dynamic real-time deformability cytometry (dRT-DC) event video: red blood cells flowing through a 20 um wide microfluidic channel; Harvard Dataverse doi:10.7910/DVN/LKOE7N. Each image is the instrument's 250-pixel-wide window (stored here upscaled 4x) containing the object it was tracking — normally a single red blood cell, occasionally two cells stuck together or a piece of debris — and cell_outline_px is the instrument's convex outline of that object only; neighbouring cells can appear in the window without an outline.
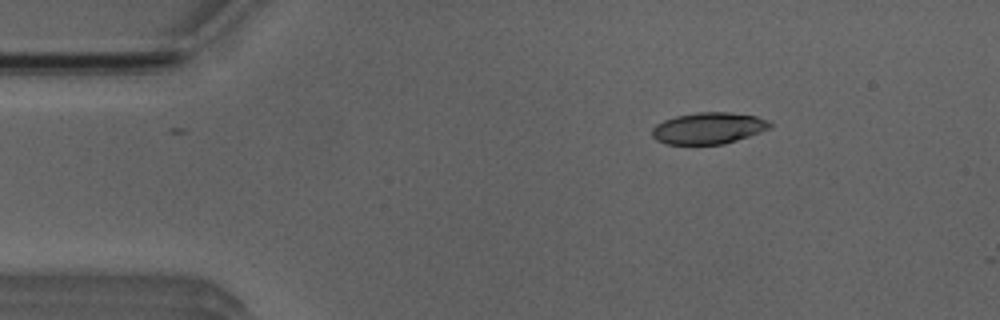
{"species": "Egyptian fruit bat (a non-hibernating species)", "species_latin": "Rousettus aegyptiacus", "temperature_condition": "room temperature", "stored_images_in_passage": 3, "camera_frame_rate_fps": 3000, "um_per_image_px": 0.085, "animal": {"sex": "male"}, "frame": {"image": 1, "passage_image": 1, "time_ms": 0.0, "image_size_px": [1000, 320], "cell_outline_px": [[772, 128], [724, 144], [664, 144], [656, 140], [652, 136], [652, 128], [656, 124], [664, 120], [676, 116], [696, 112], [728, 112], [756, 116], [768, 120], [772, 124]], "centroid_in_image_um": [60.21, 10.89], "position_along_channel_um": 24.8, "area_um2": 21.68}}
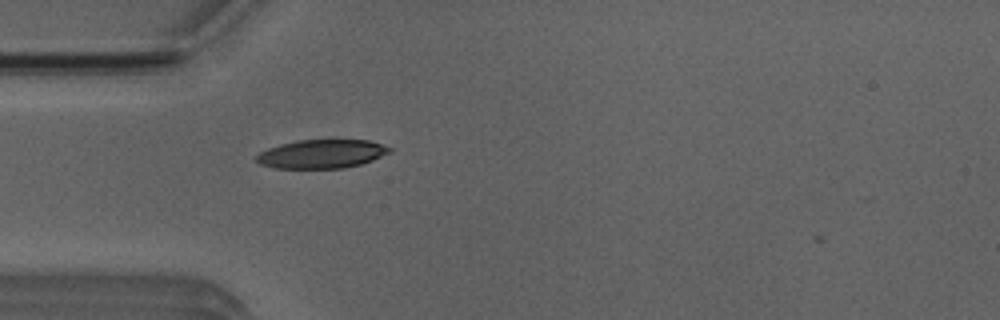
{"frame": {"image": 2, "passage_image": 3, "time_ms": 2.333, "image_size_px": [1000, 320], "cell_outline_px": [[392, 152], [372, 160], [360, 164], [344, 168], [276, 168], [260, 164], [256, 160], [256, 156], [260, 152], [268, 148], [280, 144], [296, 140], [368, 140], [392, 148]], "centroid_in_image_um": [27.34, 13.08], "position_along_channel_um": 57.7, "area_um2": 22.2}}